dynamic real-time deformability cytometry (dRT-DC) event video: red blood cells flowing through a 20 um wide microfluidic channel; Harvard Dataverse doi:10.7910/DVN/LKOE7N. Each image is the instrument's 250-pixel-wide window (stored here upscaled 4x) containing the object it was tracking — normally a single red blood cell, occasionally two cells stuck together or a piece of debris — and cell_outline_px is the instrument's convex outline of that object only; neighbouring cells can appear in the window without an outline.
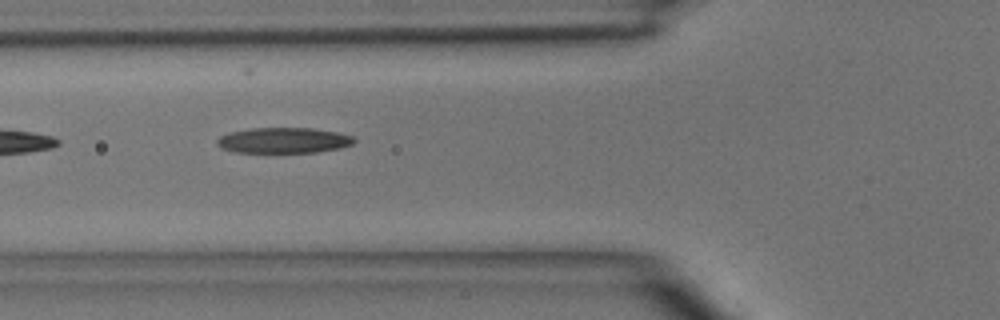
{"species": "common noctule bat (a hibernating species)", "species_latin": "Nyctalus noctula", "temperature_condition": "room temperature", "stored_images_in_passage": 8, "camera_frame_rate_fps": 3000, "um_per_image_px": 0.085, "animal": {"sex": "male", "body_mass_g": 15.6}, "frame": {"image": 1, "passage_image": 4, "time_ms": 4.333, "image_size_px": [1000, 320], "cell_outline_px": [[356, 140], [352, 144], [340, 148], [316, 152], [236, 152], [224, 148], [216, 144], [216, 140], [220, 136], [228, 132], [252, 128], [312, 128], [336, 132], [352, 136]], "centroid_in_image_um": [24.1, 11.92], "position_along_channel_um": 101.7, "area_um2": 20.29}}